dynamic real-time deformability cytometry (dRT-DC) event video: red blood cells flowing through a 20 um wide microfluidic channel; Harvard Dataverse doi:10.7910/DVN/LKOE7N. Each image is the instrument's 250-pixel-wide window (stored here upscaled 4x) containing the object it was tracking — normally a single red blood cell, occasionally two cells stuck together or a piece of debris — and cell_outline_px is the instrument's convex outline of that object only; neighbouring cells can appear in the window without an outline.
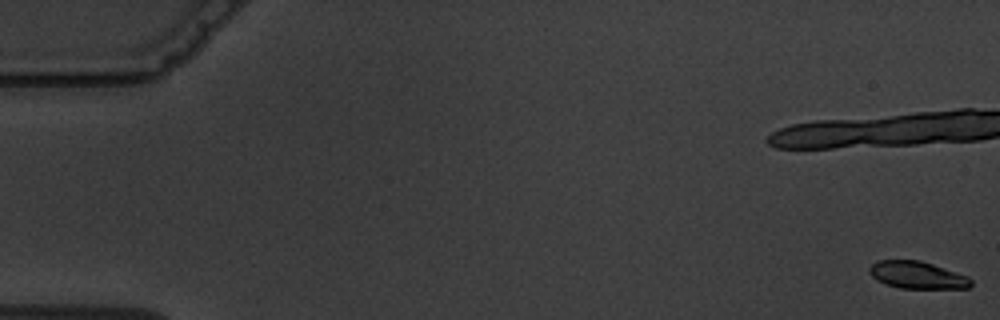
{"species": "common noctule bat (a hibernating species)", "species_latin": "Nyctalus noctula", "temperature_condition": "warm", "stored_images_in_passage": 4, "camera_frame_rate_fps": 3000, "um_per_image_px": 0.085, "animal": {"sex": "male", "body_mass_g": 19.5, "forearm_length_mm": 54.6}, "frame": {"image": 1, "passage_image": 1, "time_ms": 0.0, "image_size_px": [1000, 320], "cell_outline_px": [[972, 284], [968, 288], [900, 288], [884, 284], [876, 280], [868, 272], [868, 268], [876, 260], [920, 260], [968, 276], [972, 280]], "centroid_in_image_um": [77.93, 23.38], "position_along_channel_um": 7.1, "area_um2": 16.18}}